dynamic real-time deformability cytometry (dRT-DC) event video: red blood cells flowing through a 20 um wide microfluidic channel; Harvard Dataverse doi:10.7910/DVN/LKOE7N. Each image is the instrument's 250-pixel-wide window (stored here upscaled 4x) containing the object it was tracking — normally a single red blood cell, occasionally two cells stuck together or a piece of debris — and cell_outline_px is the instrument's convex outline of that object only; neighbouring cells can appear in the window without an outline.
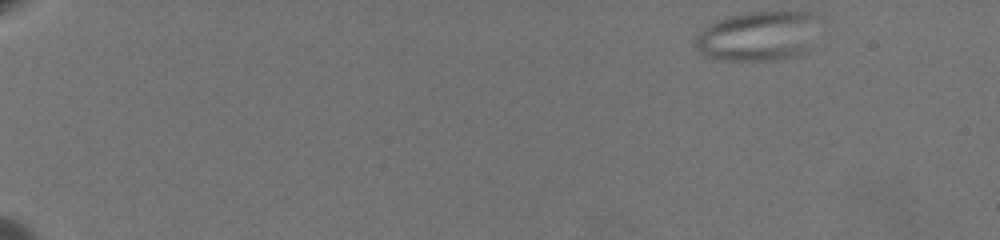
{"species": "common noctule bat (a hibernating species)", "species_latin": "Nyctalus noctula", "temperature_condition": "warm", "stored_images_in_passage": 59, "camera_frame_rate_fps": 3000, "um_per_image_px": 0.085, "animal": {"sex": "female", "body_mass_g": 19.5, "forearm_length_mm": 54.1}, "frame": {"image": 1, "passage_image": 1, "time_ms": 0.0, "image_size_px": [1000, 240], "cell_outline_px": [[820, 16], [804, 52], [796, 56], [776, 60], [724, 60], [704, 56], [700, 52], [692, 40], [708, 24], [716, 20], [744, 12], [816, 12]], "centroid_in_image_um": [64.38, 3.05], "position_along_channel_um": 20.6, "area_um2": 35.72}}
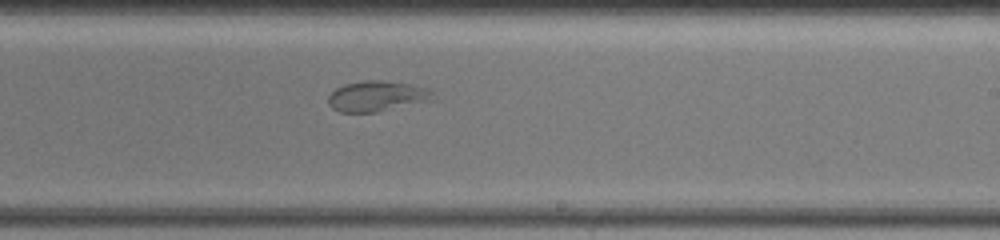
{"frame": {"image": 2, "passage_image": 37, "time_ms": 12.0, "image_size_px": [1000, 240], "cell_outline_px": [[436, 100], [376, 112], [340, 112], [332, 108], [328, 104], [328, 96], [336, 88], [344, 84], [364, 80], [384, 80], [412, 84], [428, 88], [436, 92]], "centroid_in_image_um": [32.12, 8.17], "position_along_channel_um": 256.9, "area_um2": 19.07}}
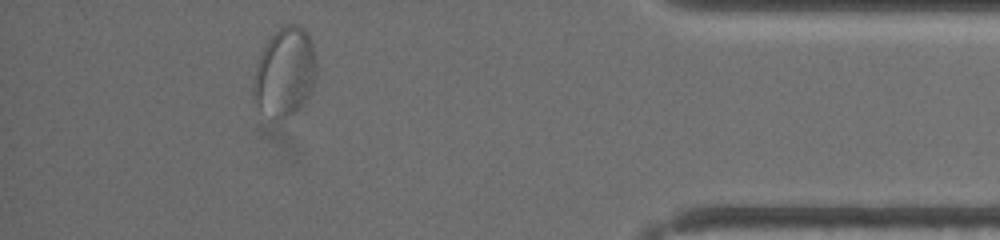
{"frame": {"image": 3, "passage_image": 54, "time_ms": 17.667, "image_size_px": [1000, 240], "cell_outline_px": [[316, 80], [312, 92], [300, 108], [288, 116], [280, 120], [272, 120], [256, 104], [252, 92], [252, 80], [260, 56], [268, 40], [280, 28], [288, 24], [296, 24], [304, 28], [312, 44], [316, 60]], "centroid_in_image_um": [24.22, 6.18], "position_along_channel_um": 411.0, "area_um2": 32.77}}